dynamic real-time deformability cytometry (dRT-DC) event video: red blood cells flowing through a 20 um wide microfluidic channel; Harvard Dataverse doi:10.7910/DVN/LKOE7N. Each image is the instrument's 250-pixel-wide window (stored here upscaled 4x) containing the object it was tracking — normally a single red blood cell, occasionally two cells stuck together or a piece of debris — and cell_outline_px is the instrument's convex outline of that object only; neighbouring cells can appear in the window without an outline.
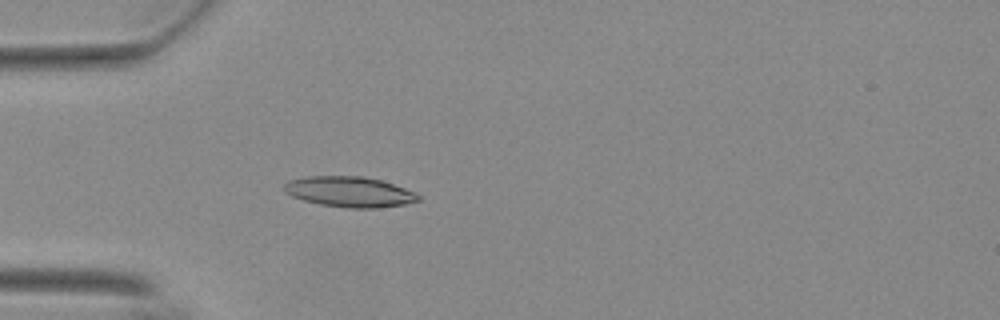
{"species": "Egyptian fruit bat (a non-hibernating species)", "species_latin": "Rousettus aegyptiacus", "temperature_condition": "warm", "stored_images_in_passage": 51, "camera_frame_rate_fps": 3000, "um_per_image_px": 0.085, "animal": {"sex": "female"}, "frame": {"image": 1, "passage_image": 12, "time_ms": 3.667, "image_size_px": [1000, 320], "cell_outline_px": [[420, 200], [404, 204], [376, 208], [348, 208], [320, 204], [304, 200], [292, 196], [284, 192], [284, 184], [288, 180], [308, 176], [364, 176], [380, 180], [404, 188], [420, 196]], "centroid_in_image_um": [29.67, 16.3], "position_along_channel_um": 55.3, "area_um2": 23.64}}
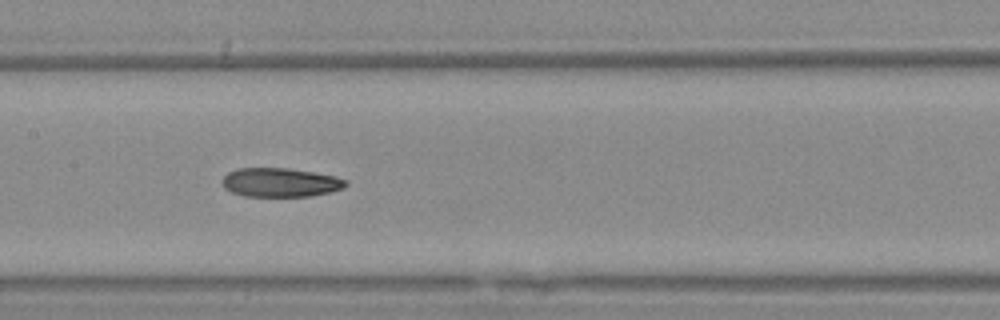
{"frame": {"image": 2, "passage_image": 23, "time_ms": 7.333, "image_size_px": [1000, 320], "cell_outline_px": [[348, 184], [344, 188], [312, 196], [244, 196], [232, 192], [224, 188], [224, 176], [228, 172], [236, 168], [288, 168], [336, 176], [348, 180]], "centroid_in_image_um": [23.85, 15.5], "position_along_channel_um": 183.5, "area_um2": 20.81}}
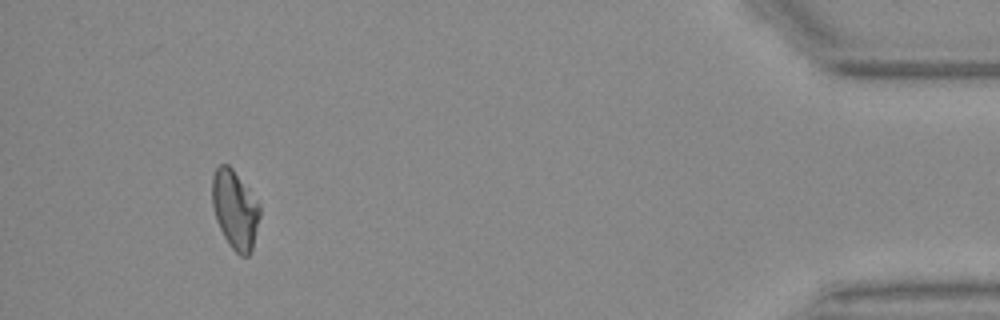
{"frame": {"image": 3, "passage_image": 47, "time_ms": 15.333, "image_size_px": [1000, 320], "cell_outline_px": [[260, 216], [252, 252], [248, 256], [240, 256], [228, 244], [216, 220], [212, 208], [212, 176], [216, 168], [220, 164], [228, 164], [232, 168], [260, 200]], "centroid_in_image_um": [20.0, 17.8], "position_along_channel_um": 415.2, "area_um2": 22.37}, "authors_computed_cell_mechanics": {"area_um2": 21.9062, "velocity_mm_per_s": 3.7118, "shape_relaxation_time_tau1_ms": 8.4719, "shape_relaxation_time_tau2_ms": 3.1099, "deformation_change_tau1": 0.2182, "deformation_change_tau2": 0.1015}}